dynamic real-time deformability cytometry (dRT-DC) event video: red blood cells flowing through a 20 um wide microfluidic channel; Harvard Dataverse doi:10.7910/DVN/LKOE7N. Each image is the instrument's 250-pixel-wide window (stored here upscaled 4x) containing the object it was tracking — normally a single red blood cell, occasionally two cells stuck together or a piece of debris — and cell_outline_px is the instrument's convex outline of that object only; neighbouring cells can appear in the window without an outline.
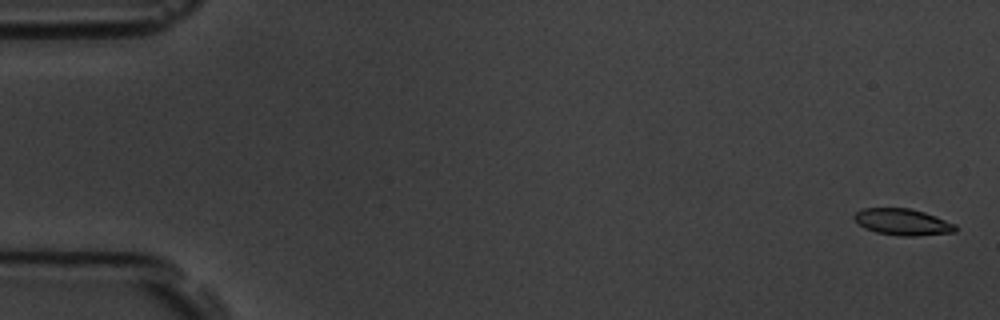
{"species": "common noctule bat (a hibernating species)", "species_latin": "Nyctalus noctula", "temperature_condition": "room temperature", "stored_images_in_passage": 5, "camera_frame_rate_fps": 3000, "um_per_image_px": 0.085, "animal": {"sex": "male", "body_mass_g": 19.5, "forearm_length_mm": 54.6}, "frame": {"image": 1, "passage_image": 1, "time_ms": 0.0, "image_size_px": [1000, 320], "cell_outline_px": [[956, 232], [916, 236], [900, 236], [876, 232], [864, 228], [852, 216], [856, 212], [864, 208], [908, 208], [924, 212], [936, 216], [956, 224]], "centroid_in_image_um": [76.74, 18.87], "position_along_channel_um": 8.3, "area_um2": 15.61}}
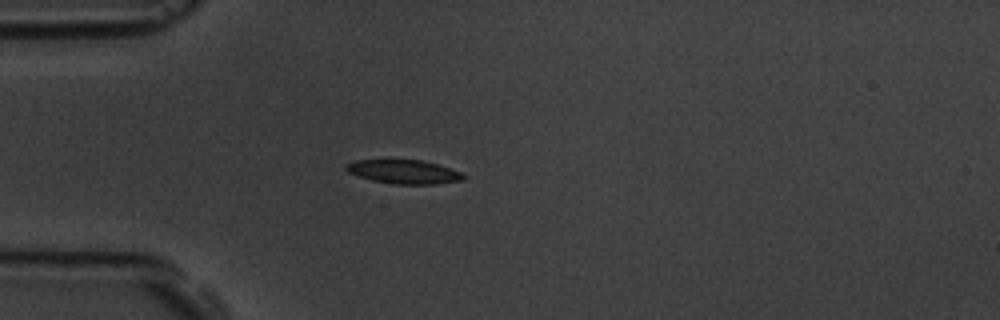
{"frame": {"image": 2, "passage_image": 4, "time_ms": 4.667, "image_size_px": [1000, 320], "cell_outline_px": [[468, 176], [464, 180], [436, 184], [392, 184], [372, 180], [348, 172], [344, 168], [344, 164], [356, 160], [420, 160], [436, 164], [460, 172]], "centroid_in_image_um": [34.33, 14.61], "position_along_channel_um": 50.7, "area_um2": 16.24}}